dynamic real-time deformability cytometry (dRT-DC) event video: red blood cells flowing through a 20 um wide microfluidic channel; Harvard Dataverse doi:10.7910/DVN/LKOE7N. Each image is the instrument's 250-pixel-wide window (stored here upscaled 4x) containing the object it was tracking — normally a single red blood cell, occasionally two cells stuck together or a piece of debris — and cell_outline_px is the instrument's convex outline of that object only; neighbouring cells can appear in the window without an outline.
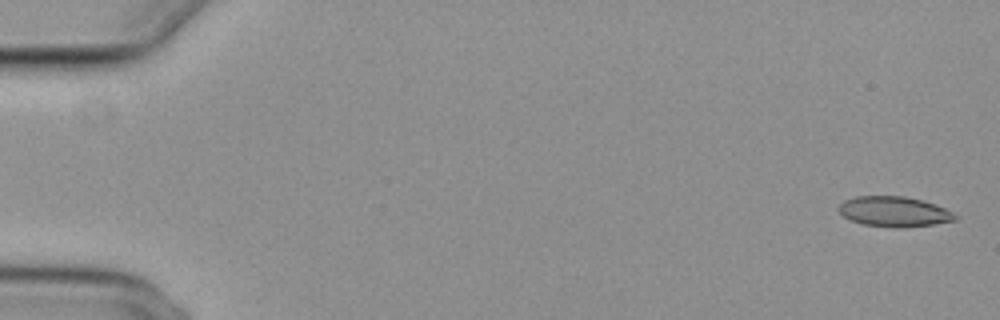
{"species": "common noctule bat (a hibernating species)", "species_latin": "Nyctalus noctula", "temperature_condition": "cold", "stored_images_in_passage": 55, "camera_frame_rate_fps": 3000, "um_per_image_px": 0.085, "animal": {"sex": "female", "body_mass_g": 29.2, "forearm_length_mm": 56.3}, "frame": {"image": 1, "passage_image": 1, "time_ms": 0.0, "image_size_px": [1000, 320], "cell_outline_px": [[960, 216], [956, 220], [932, 224], [896, 228], [864, 224], [852, 220], [844, 216], [836, 208], [844, 200], [856, 196], [904, 196], [936, 204]], "centroid_in_image_um": [76.0, 17.98], "position_along_channel_um": 9.0, "area_um2": 20.35}}
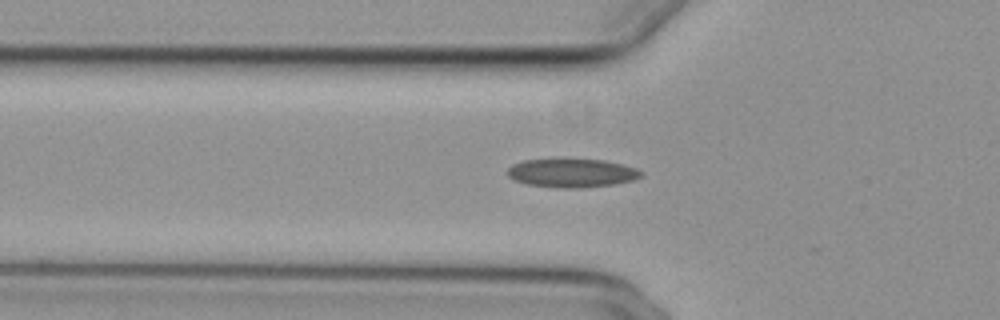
{"frame": {"image": 2, "passage_image": 19, "time_ms": 6.0, "image_size_px": [1000, 320], "cell_outline_px": [[644, 176], [636, 180], [612, 184], [580, 188], [556, 188], [528, 184], [516, 180], [508, 176], [508, 168], [512, 164], [524, 160], [604, 160], [636, 168], [644, 172]], "centroid_in_image_um": [48.65, 14.72], "position_along_channel_um": 77.1, "area_um2": 22.08}}
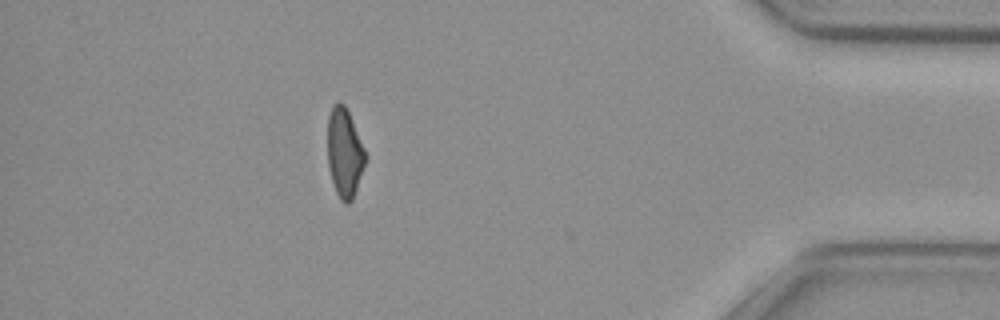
{"frame": {"image": 3, "passage_image": 49, "time_ms": 16.0, "image_size_px": [1000, 320], "cell_outline_px": [[364, 164], [352, 200], [348, 204], [344, 204], [340, 200], [336, 192], [328, 168], [328, 116], [332, 104], [340, 100], [344, 104], [348, 112], [364, 148]], "centroid_in_image_um": [29.24, 12.97], "position_along_channel_um": 406.0, "area_um2": 19.25}, "authors_computed_cell_mechanics": {"area_um2": 21.097, "velocity_mm_per_s": 3.751, "shape_relaxation_time_tau1_ms": null, "shape_relaxation_time_tau2_ms": 3.667, "deformation_change_tau1": null, "deformation_change_tau2": 0.1043}}